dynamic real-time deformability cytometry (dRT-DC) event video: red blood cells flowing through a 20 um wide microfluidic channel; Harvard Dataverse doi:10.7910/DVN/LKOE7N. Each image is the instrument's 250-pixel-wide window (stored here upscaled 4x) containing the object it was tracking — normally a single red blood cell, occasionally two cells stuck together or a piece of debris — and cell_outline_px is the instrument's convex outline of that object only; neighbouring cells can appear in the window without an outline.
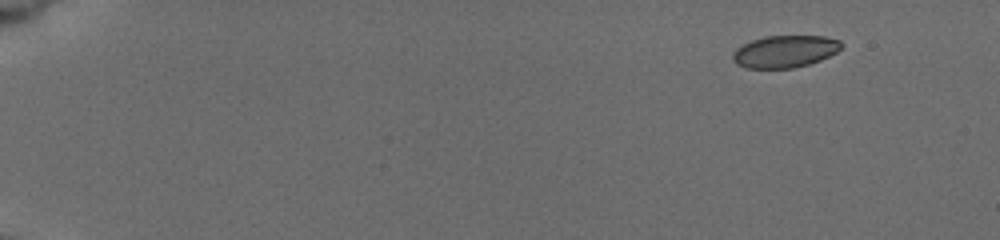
{"species": "common noctule bat (a hibernating species)", "species_latin": "Nyctalus noctula", "temperature_condition": "cold", "stored_images_in_passage": 41, "camera_frame_rate_fps": 3000, "um_per_image_px": 0.085, "animal": {"sex": "female", "body_mass_g": 19.5, "forearm_length_mm": 54.1}, "frame": {"image": 1, "passage_image": 1, "time_ms": 0.0, "image_size_px": [1000, 240], "cell_outline_px": [[844, 44], [836, 52], [820, 60], [808, 64], [792, 68], [748, 68], [736, 64], [732, 60], [732, 52], [736, 48], [752, 40], [764, 36], [824, 36], [840, 40]], "centroid_in_image_um": [66.7, 4.37], "position_along_channel_um": 18.3, "area_um2": 20.35}}
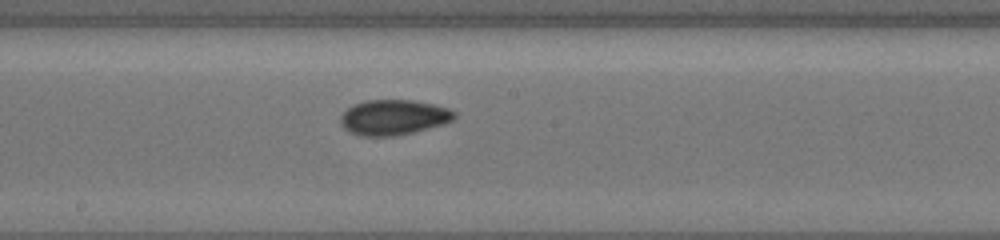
{"frame": {"image": 2, "passage_image": 26, "time_ms": 9.0, "image_size_px": [1000, 240], "cell_outline_px": [[456, 116], [452, 120], [440, 124], [412, 132], [392, 136], [360, 136], [348, 132], [340, 124], [340, 116], [352, 104], [364, 100], [412, 100], [432, 104], [448, 108], [456, 112]], "centroid_in_image_um": [33.39, 9.96], "position_along_channel_um": 214.8, "area_um2": 23.29}}
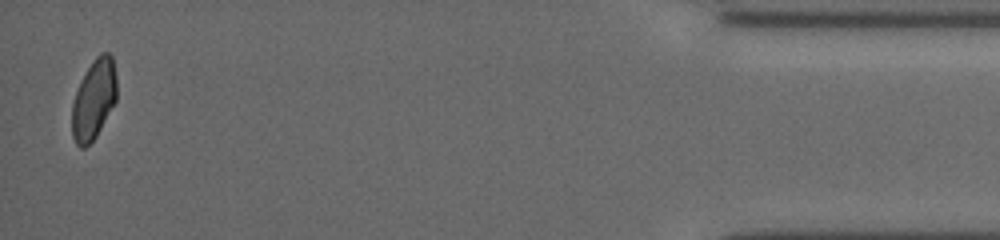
{"frame": {"image": 3, "passage_image": 41, "time_ms": 16.333, "image_size_px": [1000, 240], "cell_outline_px": [[116, 100], [96, 136], [84, 148], [80, 148], [76, 144], [72, 136], [72, 104], [80, 80], [92, 60], [100, 52], [108, 52], [112, 56], [116, 76]], "centroid_in_image_um": [7.96, 8.42], "position_along_channel_um": 427.2, "area_um2": 20.81}, "authors_computed_cell_mechanics": {"area_um2": 21.8484, "velocity_mm_per_s": 3.8475, "shape_relaxation_time_tau1_ms": 3.396, "shape_relaxation_time_tau2_ms": 1.7985, "deformation_change_tau1": 0.0773, "deformation_change_tau2": 0.0419}}